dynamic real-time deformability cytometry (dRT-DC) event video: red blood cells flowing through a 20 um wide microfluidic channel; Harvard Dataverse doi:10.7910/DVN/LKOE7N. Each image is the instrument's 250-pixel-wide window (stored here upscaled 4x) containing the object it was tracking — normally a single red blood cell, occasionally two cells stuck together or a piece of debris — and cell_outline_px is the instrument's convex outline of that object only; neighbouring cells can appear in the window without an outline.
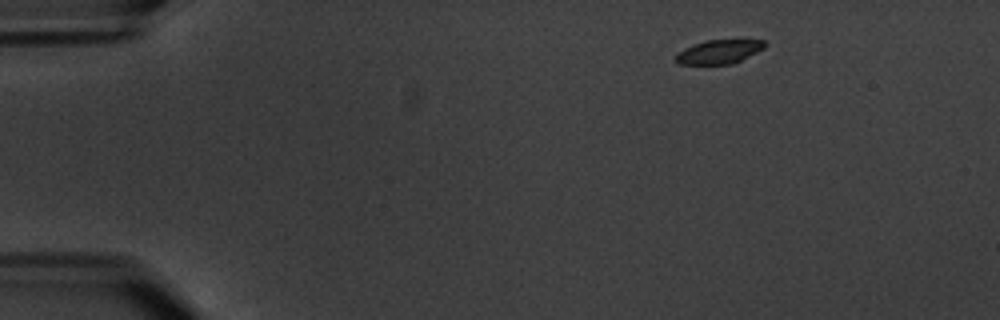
{"species": "common noctule bat (a hibernating species)", "species_latin": "Nyctalus noctula", "temperature_condition": "warm", "stored_images_in_passage": 5, "segment_of_instrument_passage": [1, 2], "camera_frame_rate_fps": 3000, "um_per_image_px": 0.085, "animal": {"sex": "male", "body_mass_g": 20.1, "forearm_length_mm": 53.5}, "frame": {"image": 1, "passage_image": 1, "time_ms": 0.0, "image_size_px": [1000, 320], "cell_outline_px": [[768, 44], [764, 48], [732, 64], [680, 64], [676, 60], [676, 52], [692, 44], [704, 40], [764, 40]], "centroid_in_image_um": [61.1, 4.39], "position_along_channel_um": 23.9, "area_um2": 12.37}}